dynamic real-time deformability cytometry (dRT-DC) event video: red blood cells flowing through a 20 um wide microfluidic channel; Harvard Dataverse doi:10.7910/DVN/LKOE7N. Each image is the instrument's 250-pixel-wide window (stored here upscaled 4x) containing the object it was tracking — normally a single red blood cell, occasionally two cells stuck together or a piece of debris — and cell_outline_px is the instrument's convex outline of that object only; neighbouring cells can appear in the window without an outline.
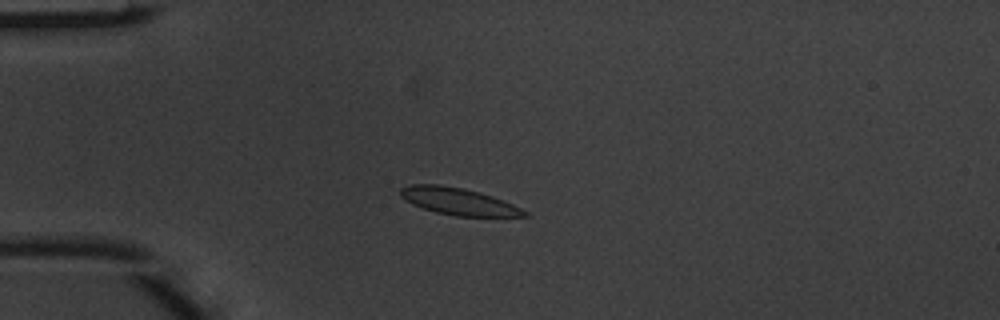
{"species": "common noctule bat (a hibernating species)", "species_latin": "Nyctalus noctula", "temperature_condition": "warm", "stored_images_in_passage": 4, "camera_frame_rate_fps": 3000, "um_per_image_px": 0.085, "animal": {"sex": "male", "body_mass_g": 20.1, "forearm_length_mm": 53.5}, "frame": {"image": 1, "passage_image": 3, "time_ms": 0.667, "image_size_px": [1000, 320], "cell_outline_px": [[528, 216], [456, 216], [436, 212], [412, 204], [400, 196], [400, 188], [412, 184], [436, 184], [460, 188], [492, 196], [504, 200], [528, 212]], "centroid_in_image_um": [38.95, 17.12], "position_along_channel_um": 46.1, "area_um2": 19.13}}
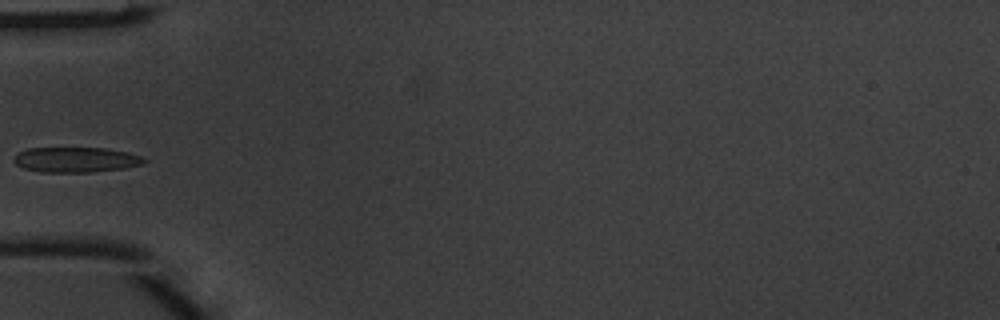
{"frame": {"image": 2, "passage_image": 4, "time_ms": 1.0, "image_size_px": [1000, 320], "cell_outline_px": [[148, 160], [144, 164], [124, 168], [88, 172], [40, 172], [24, 168], [16, 164], [12, 160], [20, 152], [28, 148], [104, 148], [128, 152], [140, 156]], "centroid_in_image_um": [6.47, 13.57], "position_along_channel_um": 78.5, "area_um2": 19.02}}